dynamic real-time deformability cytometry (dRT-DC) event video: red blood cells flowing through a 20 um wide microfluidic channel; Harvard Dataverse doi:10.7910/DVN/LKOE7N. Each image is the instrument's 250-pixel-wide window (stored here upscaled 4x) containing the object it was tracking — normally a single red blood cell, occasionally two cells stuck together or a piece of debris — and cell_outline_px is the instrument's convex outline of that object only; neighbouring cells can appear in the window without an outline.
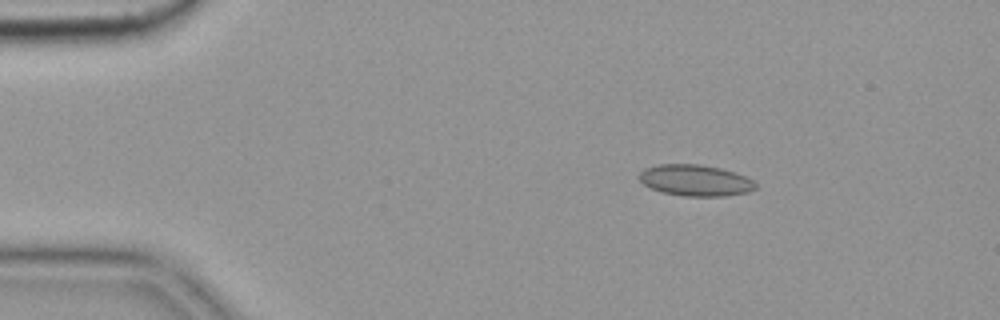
{"species": "common noctule bat (a hibernating species)", "species_latin": "Nyctalus noctula", "temperature_condition": "cold", "stored_images_in_passage": 3, "camera_frame_rate_fps": 3000, "um_per_image_px": 0.085, "animal": {"sex": "female", "body_mass_g": 19.9}, "frame": {"image": 1, "passage_image": 2, "time_ms": 0.333, "image_size_px": [1000, 320], "cell_outline_px": [[756, 188], [748, 192], [724, 196], [684, 196], [660, 192], [644, 184], [640, 180], [640, 172], [644, 168], [656, 164], [700, 164], [720, 168], [744, 176], [752, 180], [756, 184]], "centroid_in_image_um": [59.08, 15.33], "position_along_channel_um": 25.9, "area_um2": 21.1}}